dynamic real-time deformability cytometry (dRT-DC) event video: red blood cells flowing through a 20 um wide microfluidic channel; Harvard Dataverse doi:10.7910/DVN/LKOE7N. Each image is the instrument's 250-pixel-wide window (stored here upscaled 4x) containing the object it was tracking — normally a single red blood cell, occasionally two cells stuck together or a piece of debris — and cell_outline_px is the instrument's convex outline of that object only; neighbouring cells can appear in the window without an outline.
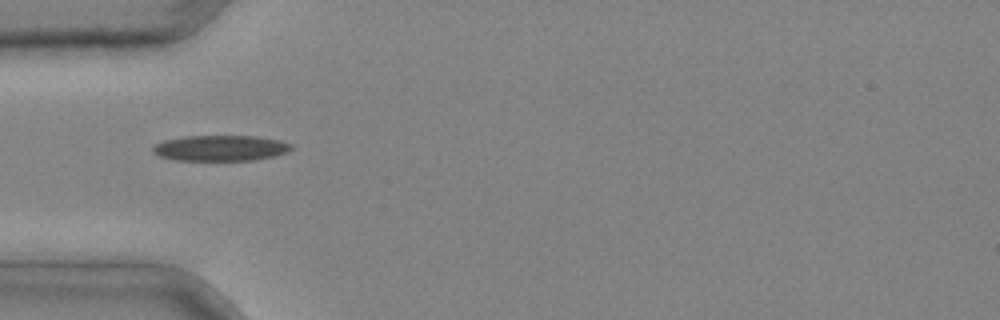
{"species": "common noctule bat (a hibernating species)", "species_latin": "Nyctalus noctula", "temperature_condition": "cold", "stored_images_in_passage": 2, "camera_frame_rate_fps": 3000, "um_per_image_px": 0.085, "animal": {"sex": "male", "body_mass_g": 20.4}, "frame": {"image": 1, "passage_image": 1, "time_ms": 0.0, "image_size_px": [1000, 320], "cell_outline_px": [[292, 148], [288, 152], [276, 156], [256, 160], [176, 160], [160, 156], [152, 152], [152, 148], [156, 144], [164, 140], [184, 136], [256, 136], [280, 140], [292, 144]], "centroid_in_image_um": [18.77, 12.59], "position_along_channel_um": 66.2, "area_um2": 20.81}}